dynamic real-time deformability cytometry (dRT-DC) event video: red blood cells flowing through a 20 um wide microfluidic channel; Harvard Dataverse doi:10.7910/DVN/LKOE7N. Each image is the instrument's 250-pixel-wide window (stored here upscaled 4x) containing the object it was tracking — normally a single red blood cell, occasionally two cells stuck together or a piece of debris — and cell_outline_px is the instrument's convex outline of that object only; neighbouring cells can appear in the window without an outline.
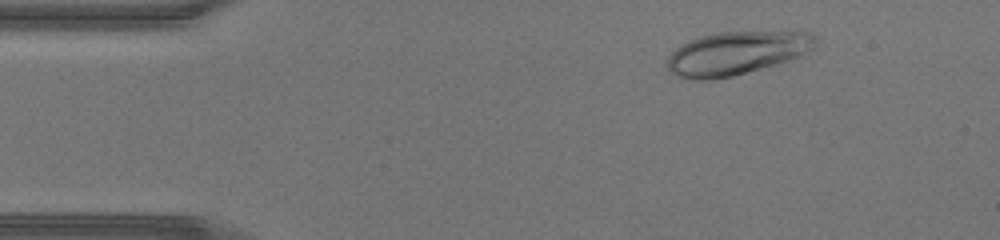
{"species": "human", "species_latin": "Homo sapiens", "temperature_condition": "warm", "stored_images_in_passage": 44, "camera_frame_rate_fps": 3000, "um_per_image_px": 0.085, "donor": {"sex": "male"}, "frame": {"image": 1, "passage_image": 6, "time_ms": 1.667, "image_size_px": [1000, 240], "cell_outline_px": [[816, 48], [800, 56], [788, 60], [732, 76], [712, 80], [684, 80], [668, 72], [668, 56], [676, 48], [688, 40], [700, 36], [716, 32], [812, 32], [816, 36]], "centroid_in_image_um": [62.57, 4.52], "position_along_channel_um": 22.4, "area_um2": 37.57}}
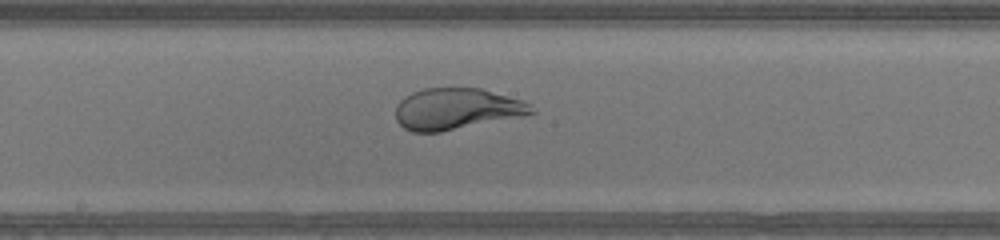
{"frame": {"image": 2, "passage_image": 23, "time_ms": 7.333, "image_size_px": [1000, 240], "cell_outline_px": [[536, 112], [520, 116], [440, 132], [412, 132], [404, 128], [396, 120], [396, 104], [404, 96], [412, 92], [424, 88], [480, 88], [524, 100]], "centroid_in_image_um": [38.76, 9.25], "position_along_channel_um": 209.4, "area_um2": 32.54}}
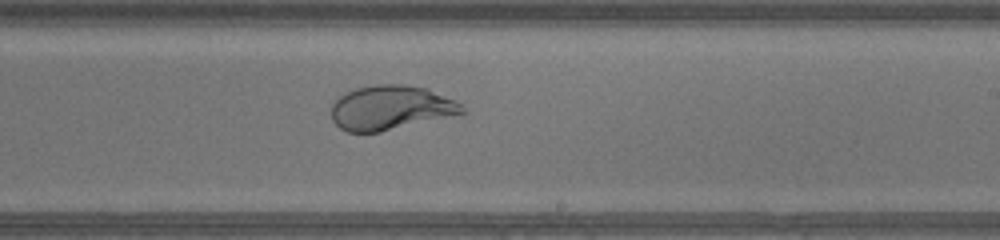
{"frame": {"image": 3, "passage_image": 26, "time_ms": 8.333, "image_size_px": [1000, 240], "cell_outline_px": [[464, 112], [380, 132], [348, 132], [340, 128], [332, 120], [332, 104], [344, 92], [356, 88], [376, 84], [404, 84], [428, 88], [456, 100], [464, 108]], "centroid_in_image_um": [33.17, 9.13], "position_along_channel_um": 255.8, "area_um2": 33.58}}